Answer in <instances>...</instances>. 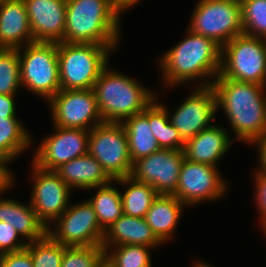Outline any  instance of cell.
<instances>
[{
  "mask_svg": "<svg viewBox=\"0 0 266 267\" xmlns=\"http://www.w3.org/2000/svg\"><path fill=\"white\" fill-rule=\"evenodd\" d=\"M31 164L32 191L28 202L49 228L69 207L73 190L54 170H44L33 162Z\"/></svg>",
  "mask_w": 266,
  "mask_h": 267,
  "instance_id": "14",
  "label": "cell"
},
{
  "mask_svg": "<svg viewBox=\"0 0 266 267\" xmlns=\"http://www.w3.org/2000/svg\"><path fill=\"white\" fill-rule=\"evenodd\" d=\"M20 88L18 49H0V94L17 95Z\"/></svg>",
  "mask_w": 266,
  "mask_h": 267,
  "instance_id": "30",
  "label": "cell"
},
{
  "mask_svg": "<svg viewBox=\"0 0 266 267\" xmlns=\"http://www.w3.org/2000/svg\"><path fill=\"white\" fill-rule=\"evenodd\" d=\"M121 17L109 0H66L64 42L117 47Z\"/></svg>",
  "mask_w": 266,
  "mask_h": 267,
  "instance_id": "3",
  "label": "cell"
},
{
  "mask_svg": "<svg viewBox=\"0 0 266 267\" xmlns=\"http://www.w3.org/2000/svg\"><path fill=\"white\" fill-rule=\"evenodd\" d=\"M101 267H110L106 262Z\"/></svg>",
  "mask_w": 266,
  "mask_h": 267,
  "instance_id": "44",
  "label": "cell"
},
{
  "mask_svg": "<svg viewBox=\"0 0 266 267\" xmlns=\"http://www.w3.org/2000/svg\"><path fill=\"white\" fill-rule=\"evenodd\" d=\"M47 105L53 126L91 130L104 122L93 89L60 90Z\"/></svg>",
  "mask_w": 266,
  "mask_h": 267,
  "instance_id": "13",
  "label": "cell"
},
{
  "mask_svg": "<svg viewBox=\"0 0 266 267\" xmlns=\"http://www.w3.org/2000/svg\"><path fill=\"white\" fill-rule=\"evenodd\" d=\"M25 126L19 117H0V156L12 162L31 149L35 138Z\"/></svg>",
  "mask_w": 266,
  "mask_h": 267,
  "instance_id": "24",
  "label": "cell"
},
{
  "mask_svg": "<svg viewBox=\"0 0 266 267\" xmlns=\"http://www.w3.org/2000/svg\"><path fill=\"white\" fill-rule=\"evenodd\" d=\"M116 49L94 43H58L61 90L93 89Z\"/></svg>",
  "mask_w": 266,
  "mask_h": 267,
  "instance_id": "5",
  "label": "cell"
},
{
  "mask_svg": "<svg viewBox=\"0 0 266 267\" xmlns=\"http://www.w3.org/2000/svg\"><path fill=\"white\" fill-rule=\"evenodd\" d=\"M54 129L42 139L31 161L44 170H55L63 163L88 154L89 130L57 126Z\"/></svg>",
  "mask_w": 266,
  "mask_h": 267,
  "instance_id": "16",
  "label": "cell"
},
{
  "mask_svg": "<svg viewBox=\"0 0 266 267\" xmlns=\"http://www.w3.org/2000/svg\"><path fill=\"white\" fill-rule=\"evenodd\" d=\"M184 159L183 150L160 149L134 161L130 176L149 184L158 194L173 195Z\"/></svg>",
  "mask_w": 266,
  "mask_h": 267,
  "instance_id": "15",
  "label": "cell"
},
{
  "mask_svg": "<svg viewBox=\"0 0 266 267\" xmlns=\"http://www.w3.org/2000/svg\"><path fill=\"white\" fill-rule=\"evenodd\" d=\"M217 112L222 109L234 140L249 144L266 134V86L216 77L211 84ZM244 141V142H243Z\"/></svg>",
  "mask_w": 266,
  "mask_h": 267,
  "instance_id": "2",
  "label": "cell"
},
{
  "mask_svg": "<svg viewBox=\"0 0 266 267\" xmlns=\"http://www.w3.org/2000/svg\"><path fill=\"white\" fill-rule=\"evenodd\" d=\"M105 263V249L99 246L66 247L60 267H101Z\"/></svg>",
  "mask_w": 266,
  "mask_h": 267,
  "instance_id": "33",
  "label": "cell"
},
{
  "mask_svg": "<svg viewBox=\"0 0 266 267\" xmlns=\"http://www.w3.org/2000/svg\"><path fill=\"white\" fill-rule=\"evenodd\" d=\"M128 244L157 249L162 245L145 218H136L123 214L116 222L105 229L101 246L106 249Z\"/></svg>",
  "mask_w": 266,
  "mask_h": 267,
  "instance_id": "20",
  "label": "cell"
},
{
  "mask_svg": "<svg viewBox=\"0 0 266 267\" xmlns=\"http://www.w3.org/2000/svg\"><path fill=\"white\" fill-rule=\"evenodd\" d=\"M222 125L213 124L185 141L183 152L187 160L215 166L228 153L234 139Z\"/></svg>",
  "mask_w": 266,
  "mask_h": 267,
  "instance_id": "18",
  "label": "cell"
},
{
  "mask_svg": "<svg viewBox=\"0 0 266 267\" xmlns=\"http://www.w3.org/2000/svg\"><path fill=\"white\" fill-rule=\"evenodd\" d=\"M193 89L190 95L182 99L173 113L172 110L171 113L168 111L167 105L159 101L160 95L156 94L155 98L167 110L171 124L179 131L184 141L213 125L218 115L212 86H194Z\"/></svg>",
  "mask_w": 266,
  "mask_h": 267,
  "instance_id": "12",
  "label": "cell"
},
{
  "mask_svg": "<svg viewBox=\"0 0 266 267\" xmlns=\"http://www.w3.org/2000/svg\"><path fill=\"white\" fill-rule=\"evenodd\" d=\"M192 263H193L192 267H213L210 264H208V262L205 263V261H203V259L201 261L197 260V261L192 262Z\"/></svg>",
  "mask_w": 266,
  "mask_h": 267,
  "instance_id": "41",
  "label": "cell"
},
{
  "mask_svg": "<svg viewBox=\"0 0 266 267\" xmlns=\"http://www.w3.org/2000/svg\"><path fill=\"white\" fill-rule=\"evenodd\" d=\"M34 42L24 0L0 6V49H19Z\"/></svg>",
  "mask_w": 266,
  "mask_h": 267,
  "instance_id": "19",
  "label": "cell"
},
{
  "mask_svg": "<svg viewBox=\"0 0 266 267\" xmlns=\"http://www.w3.org/2000/svg\"><path fill=\"white\" fill-rule=\"evenodd\" d=\"M189 22V30L222 48L243 34L240 0H197Z\"/></svg>",
  "mask_w": 266,
  "mask_h": 267,
  "instance_id": "8",
  "label": "cell"
},
{
  "mask_svg": "<svg viewBox=\"0 0 266 267\" xmlns=\"http://www.w3.org/2000/svg\"><path fill=\"white\" fill-rule=\"evenodd\" d=\"M186 206L174 195L159 194L145 215V220L157 239L165 244L174 238Z\"/></svg>",
  "mask_w": 266,
  "mask_h": 267,
  "instance_id": "23",
  "label": "cell"
},
{
  "mask_svg": "<svg viewBox=\"0 0 266 267\" xmlns=\"http://www.w3.org/2000/svg\"><path fill=\"white\" fill-rule=\"evenodd\" d=\"M6 1H8V0H0V6H1L2 4H4Z\"/></svg>",
  "mask_w": 266,
  "mask_h": 267,
  "instance_id": "43",
  "label": "cell"
},
{
  "mask_svg": "<svg viewBox=\"0 0 266 267\" xmlns=\"http://www.w3.org/2000/svg\"><path fill=\"white\" fill-rule=\"evenodd\" d=\"M249 145L256 146L258 167L254 171L266 174V134L261 137L254 138Z\"/></svg>",
  "mask_w": 266,
  "mask_h": 267,
  "instance_id": "38",
  "label": "cell"
},
{
  "mask_svg": "<svg viewBox=\"0 0 266 267\" xmlns=\"http://www.w3.org/2000/svg\"><path fill=\"white\" fill-rule=\"evenodd\" d=\"M142 114L148 119L152 134L161 149L183 150L185 141L171 124L167 110L156 99Z\"/></svg>",
  "mask_w": 266,
  "mask_h": 267,
  "instance_id": "26",
  "label": "cell"
},
{
  "mask_svg": "<svg viewBox=\"0 0 266 267\" xmlns=\"http://www.w3.org/2000/svg\"><path fill=\"white\" fill-rule=\"evenodd\" d=\"M15 96L17 95L0 94V117H18Z\"/></svg>",
  "mask_w": 266,
  "mask_h": 267,
  "instance_id": "39",
  "label": "cell"
},
{
  "mask_svg": "<svg viewBox=\"0 0 266 267\" xmlns=\"http://www.w3.org/2000/svg\"><path fill=\"white\" fill-rule=\"evenodd\" d=\"M217 77L266 86V39L241 34L226 43Z\"/></svg>",
  "mask_w": 266,
  "mask_h": 267,
  "instance_id": "7",
  "label": "cell"
},
{
  "mask_svg": "<svg viewBox=\"0 0 266 267\" xmlns=\"http://www.w3.org/2000/svg\"><path fill=\"white\" fill-rule=\"evenodd\" d=\"M261 229H262V230H261L262 235H263V233H264L263 236H265V238H266V224H265Z\"/></svg>",
  "mask_w": 266,
  "mask_h": 267,
  "instance_id": "42",
  "label": "cell"
},
{
  "mask_svg": "<svg viewBox=\"0 0 266 267\" xmlns=\"http://www.w3.org/2000/svg\"><path fill=\"white\" fill-rule=\"evenodd\" d=\"M122 124L132 162L161 149L152 134L148 119L142 113L125 119Z\"/></svg>",
  "mask_w": 266,
  "mask_h": 267,
  "instance_id": "27",
  "label": "cell"
},
{
  "mask_svg": "<svg viewBox=\"0 0 266 267\" xmlns=\"http://www.w3.org/2000/svg\"><path fill=\"white\" fill-rule=\"evenodd\" d=\"M11 161L7 158L0 156V195L3 193L14 189V184L16 179H14V171L9 168V163Z\"/></svg>",
  "mask_w": 266,
  "mask_h": 267,
  "instance_id": "37",
  "label": "cell"
},
{
  "mask_svg": "<svg viewBox=\"0 0 266 267\" xmlns=\"http://www.w3.org/2000/svg\"><path fill=\"white\" fill-rule=\"evenodd\" d=\"M252 178L255 185V197L253 198L259 214V224L262 228L266 224V174L254 171Z\"/></svg>",
  "mask_w": 266,
  "mask_h": 267,
  "instance_id": "35",
  "label": "cell"
},
{
  "mask_svg": "<svg viewBox=\"0 0 266 267\" xmlns=\"http://www.w3.org/2000/svg\"><path fill=\"white\" fill-rule=\"evenodd\" d=\"M0 221L9 223L27 243L44 238L48 234V228L38 218L30 202L0 198Z\"/></svg>",
  "mask_w": 266,
  "mask_h": 267,
  "instance_id": "21",
  "label": "cell"
},
{
  "mask_svg": "<svg viewBox=\"0 0 266 267\" xmlns=\"http://www.w3.org/2000/svg\"><path fill=\"white\" fill-rule=\"evenodd\" d=\"M22 239L21 235L9 223L0 221V254L25 249L27 242Z\"/></svg>",
  "mask_w": 266,
  "mask_h": 267,
  "instance_id": "34",
  "label": "cell"
},
{
  "mask_svg": "<svg viewBox=\"0 0 266 267\" xmlns=\"http://www.w3.org/2000/svg\"><path fill=\"white\" fill-rule=\"evenodd\" d=\"M243 34L266 39V0H240Z\"/></svg>",
  "mask_w": 266,
  "mask_h": 267,
  "instance_id": "32",
  "label": "cell"
},
{
  "mask_svg": "<svg viewBox=\"0 0 266 267\" xmlns=\"http://www.w3.org/2000/svg\"><path fill=\"white\" fill-rule=\"evenodd\" d=\"M104 229L87 199L72 204L48 228V234L66 247L99 246Z\"/></svg>",
  "mask_w": 266,
  "mask_h": 267,
  "instance_id": "11",
  "label": "cell"
},
{
  "mask_svg": "<svg viewBox=\"0 0 266 267\" xmlns=\"http://www.w3.org/2000/svg\"><path fill=\"white\" fill-rule=\"evenodd\" d=\"M72 190H87L109 183L112 179L91 155L74 158L54 170Z\"/></svg>",
  "mask_w": 266,
  "mask_h": 267,
  "instance_id": "22",
  "label": "cell"
},
{
  "mask_svg": "<svg viewBox=\"0 0 266 267\" xmlns=\"http://www.w3.org/2000/svg\"><path fill=\"white\" fill-rule=\"evenodd\" d=\"M35 42H64L66 0H24Z\"/></svg>",
  "mask_w": 266,
  "mask_h": 267,
  "instance_id": "17",
  "label": "cell"
},
{
  "mask_svg": "<svg viewBox=\"0 0 266 267\" xmlns=\"http://www.w3.org/2000/svg\"><path fill=\"white\" fill-rule=\"evenodd\" d=\"M115 183L126 190L121 191L123 214L136 218H145L152 202L159 195L147 183L139 182L131 176L115 180Z\"/></svg>",
  "mask_w": 266,
  "mask_h": 267,
  "instance_id": "25",
  "label": "cell"
},
{
  "mask_svg": "<svg viewBox=\"0 0 266 267\" xmlns=\"http://www.w3.org/2000/svg\"><path fill=\"white\" fill-rule=\"evenodd\" d=\"M0 267H33L30 252L25 248L17 252L0 254Z\"/></svg>",
  "mask_w": 266,
  "mask_h": 267,
  "instance_id": "36",
  "label": "cell"
},
{
  "mask_svg": "<svg viewBox=\"0 0 266 267\" xmlns=\"http://www.w3.org/2000/svg\"><path fill=\"white\" fill-rule=\"evenodd\" d=\"M88 154L101 164L112 180L131 174L133 162L122 123L103 122L89 130Z\"/></svg>",
  "mask_w": 266,
  "mask_h": 267,
  "instance_id": "9",
  "label": "cell"
},
{
  "mask_svg": "<svg viewBox=\"0 0 266 267\" xmlns=\"http://www.w3.org/2000/svg\"><path fill=\"white\" fill-rule=\"evenodd\" d=\"M152 247L141 245H119L105 249V262L110 267H152L150 250Z\"/></svg>",
  "mask_w": 266,
  "mask_h": 267,
  "instance_id": "29",
  "label": "cell"
},
{
  "mask_svg": "<svg viewBox=\"0 0 266 267\" xmlns=\"http://www.w3.org/2000/svg\"><path fill=\"white\" fill-rule=\"evenodd\" d=\"M186 30L181 41L158 57L163 88L174 89L189 82H195V87L210 86L220 72L221 47L212 39Z\"/></svg>",
  "mask_w": 266,
  "mask_h": 267,
  "instance_id": "1",
  "label": "cell"
},
{
  "mask_svg": "<svg viewBox=\"0 0 266 267\" xmlns=\"http://www.w3.org/2000/svg\"><path fill=\"white\" fill-rule=\"evenodd\" d=\"M115 180L109 183L88 189L96 190L91 198H87L92 205L100 226L105 230L123 215L121 190L115 187ZM114 185V186H113Z\"/></svg>",
  "mask_w": 266,
  "mask_h": 267,
  "instance_id": "28",
  "label": "cell"
},
{
  "mask_svg": "<svg viewBox=\"0 0 266 267\" xmlns=\"http://www.w3.org/2000/svg\"><path fill=\"white\" fill-rule=\"evenodd\" d=\"M115 70L107 66L95 81L93 90L103 121L122 123L142 113L157 93L136 78Z\"/></svg>",
  "mask_w": 266,
  "mask_h": 267,
  "instance_id": "4",
  "label": "cell"
},
{
  "mask_svg": "<svg viewBox=\"0 0 266 267\" xmlns=\"http://www.w3.org/2000/svg\"><path fill=\"white\" fill-rule=\"evenodd\" d=\"M221 174L215 166L184 159L173 195L188 209L201 203L219 201L230 188Z\"/></svg>",
  "mask_w": 266,
  "mask_h": 267,
  "instance_id": "10",
  "label": "cell"
},
{
  "mask_svg": "<svg viewBox=\"0 0 266 267\" xmlns=\"http://www.w3.org/2000/svg\"><path fill=\"white\" fill-rule=\"evenodd\" d=\"M21 86L48 102L60 90L58 43L31 42L18 49Z\"/></svg>",
  "mask_w": 266,
  "mask_h": 267,
  "instance_id": "6",
  "label": "cell"
},
{
  "mask_svg": "<svg viewBox=\"0 0 266 267\" xmlns=\"http://www.w3.org/2000/svg\"><path fill=\"white\" fill-rule=\"evenodd\" d=\"M109 2L120 15H123L125 11L129 12V9L131 10L136 4H139L140 0H109Z\"/></svg>",
  "mask_w": 266,
  "mask_h": 267,
  "instance_id": "40",
  "label": "cell"
},
{
  "mask_svg": "<svg viewBox=\"0 0 266 267\" xmlns=\"http://www.w3.org/2000/svg\"><path fill=\"white\" fill-rule=\"evenodd\" d=\"M33 267H60L64 254V245L56 242L49 234L44 238L28 242Z\"/></svg>",
  "mask_w": 266,
  "mask_h": 267,
  "instance_id": "31",
  "label": "cell"
}]
</instances>
